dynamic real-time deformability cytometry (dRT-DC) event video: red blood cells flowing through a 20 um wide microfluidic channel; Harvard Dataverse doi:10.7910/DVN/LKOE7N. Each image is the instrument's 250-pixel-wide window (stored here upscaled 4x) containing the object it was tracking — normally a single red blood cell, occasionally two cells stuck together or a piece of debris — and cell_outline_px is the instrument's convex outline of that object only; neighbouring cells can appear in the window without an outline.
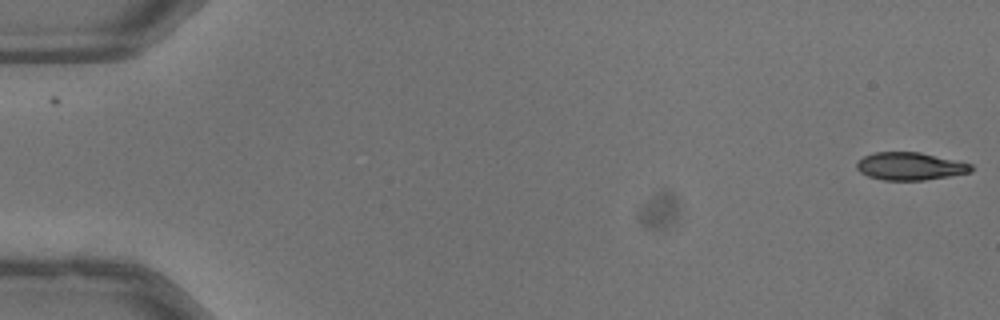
{"species": "common noctule bat (a hibernating species)", "species_latin": "Nyctalus noctula", "temperature_condition": "warm", "stored_images_in_passage": 15, "camera_frame_rate_fps": 3000, "um_per_image_px": 0.085, "animal": {"sex": "male", "body_mass_g": 13.3}, "frame": {"image": 1, "passage_image": 1, "time_ms": 0.0, "image_size_px": [1000, 320], "cell_outline_px": [[972, 172], [924, 180], [884, 180], [868, 176], [860, 172], [856, 168], [856, 164], [864, 156], [872, 152], [920, 152], [972, 164]], "centroid_in_image_um": [77.34, 14.13], "position_along_channel_um": 7.7, "area_um2": 18.38}}
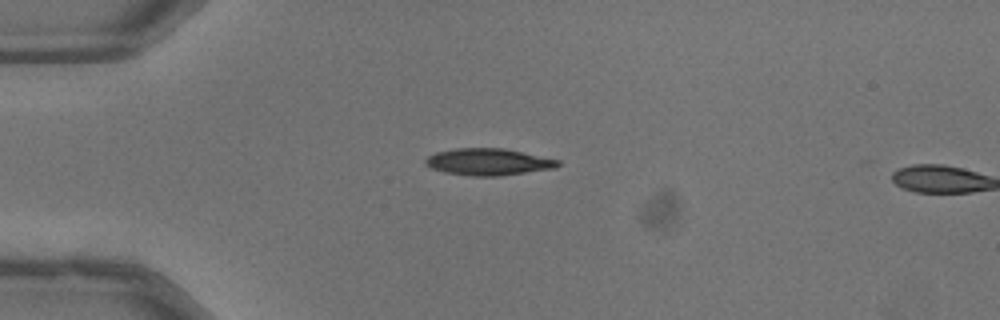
{"frame": {"image": 2, "passage_image": 14, "time_ms": 4.333, "image_size_px": [1000, 320], "cell_outline_px": [[560, 164], [556, 168], [500, 176], [472, 176], [444, 172], [432, 168], [424, 164], [424, 160], [428, 156], [436, 152], [456, 148], [504, 148], [560, 160]], "centroid_in_image_um": [41.51, 13.76], "position_along_channel_um": 43.5, "area_um2": 20.75}}